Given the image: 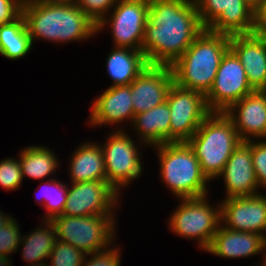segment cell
<instances>
[{"label":"cell","mask_w":266,"mask_h":266,"mask_svg":"<svg viewBox=\"0 0 266 266\" xmlns=\"http://www.w3.org/2000/svg\"><path fill=\"white\" fill-rule=\"evenodd\" d=\"M115 215L66 216L52 218L58 240L71 244L85 254L102 251L115 244Z\"/></svg>","instance_id":"6"},{"label":"cell","mask_w":266,"mask_h":266,"mask_svg":"<svg viewBox=\"0 0 266 266\" xmlns=\"http://www.w3.org/2000/svg\"><path fill=\"white\" fill-rule=\"evenodd\" d=\"M208 198L209 195L178 199L180 203L167 219L171 232L195 240L202 251L209 247L221 223L219 201L214 206Z\"/></svg>","instance_id":"7"},{"label":"cell","mask_w":266,"mask_h":266,"mask_svg":"<svg viewBox=\"0 0 266 266\" xmlns=\"http://www.w3.org/2000/svg\"><path fill=\"white\" fill-rule=\"evenodd\" d=\"M17 220L12 218L8 223L0 228V255L11 256L18 252L22 232Z\"/></svg>","instance_id":"30"},{"label":"cell","mask_w":266,"mask_h":266,"mask_svg":"<svg viewBox=\"0 0 266 266\" xmlns=\"http://www.w3.org/2000/svg\"><path fill=\"white\" fill-rule=\"evenodd\" d=\"M254 91L239 58L229 49L221 60L210 91L205 95L207 107L211 112H225Z\"/></svg>","instance_id":"12"},{"label":"cell","mask_w":266,"mask_h":266,"mask_svg":"<svg viewBox=\"0 0 266 266\" xmlns=\"http://www.w3.org/2000/svg\"><path fill=\"white\" fill-rule=\"evenodd\" d=\"M221 177L226 190L224 199L262 193L253 168L251 146L246 141L235 148L216 180Z\"/></svg>","instance_id":"17"},{"label":"cell","mask_w":266,"mask_h":266,"mask_svg":"<svg viewBox=\"0 0 266 266\" xmlns=\"http://www.w3.org/2000/svg\"><path fill=\"white\" fill-rule=\"evenodd\" d=\"M52 4L77 5L79 0H44Z\"/></svg>","instance_id":"36"},{"label":"cell","mask_w":266,"mask_h":266,"mask_svg":"<svg viewBox=\"0 0 266 266\" xmlns=\"http://www.w3.org/2000/svg\"><path fill=\"white\" fill-rule=\"evenodd\" d=\"M86 254L71 244L56 240L47 262L48 266H82Z\"/></svg>","instance_id":"28"},{"label":"cell","mask_w":266,"mask_h":266,"mask_svg":"<svg viewBox=\"0 0 266 266\" xmlns=\"http://www.w3.org/2000/svg\"><path fill=\"white\" fill-rule=\"evenodd\" d=\"M166 101L170 109V142H187L211 113L203 93L175 83L171 85Z\"/></svg>","instance_id":"11"},{"label":"cell","mask_w":266,"mask_h":266,"mask_svg":"<svg viewBox=\"0 0 266 266\" xmlns=\"http://www.w3.org/2000/svg\"><path fill=\"white\" fill-rule=\"evenodd\" d=\"M131 98L130 85L108 87L92 101L89 119L86 120L89 121L88 125L94 128L115 125L119 127L114 130H124L121 123L131 125L135 115Z\"/></svg>","instance_id":"15"},{"label":"cell","mask_w":266,"mask_h":266,"mask_svg":"<svg viewBox=\"0 0 266 266\" xmlns=\"http://www.w3.org/2000/svg\"><path fill=\"white\" fill-rule=\"evenodd\" d=\"M18 159L23 179L28 177L38 181L47 179L50 175L51 179L56 178V170L61 163L54 150L38 144L23 147Z\"/></svg>","instance_id":"24"},{"label":"cell","mask_w":266,"mask_h":266,"mask_svg":"<svg viewBox=\"0 0 266 266\" xmlns=\"http://www.w3.org/2000/svg\"><path fill=\"white\" fill-rule=\"evenodd\" d=\"M148 13L149 0H118L109 14L96 25L97 33L108 28L113 47L141 50Z\"/></svg>","instance_id":"9"},{"label":"cell","mask_w":266,"mask_h":266,"mask_svg":"<svg viewBox=\"0 0 266 266\" xmlns=\"http://www.w3.org/2000/svg\"><path fill=\"white\" fill-rule=\"evenodd\" d=\"M266 44V27H264L258 34H257Z\"/></svg>","instance_id":"39"},{"label":"cell","mask_w":266,"mask_h":266,"mask_svg":"<svg viewBox=\"0 0 266 266\" xmlns=\"http://www.w3.org/2000/svg\"><path fill=\"white\" fill-rule=\"evenodd\" d=\"M130 126L138 141L148 147L170 143V109L167 101L134 115Z\"/></svg>","instance_id":"22"},{"label":"cell","mask_w":266,"mask_h":266,"mask_svg":"<svg viewBox=\"0 0 266 266\" xmlns=\"http://www.w3.org/2000/svg\"><path fill=\"white\" fill-rule=\"evenodd\" d=\"M23 0H0V25L13 22L21 15Z\"/></svg>","instance_id":"34"},{"label":"cell","mask_w":266,"mask_h":266,"mask_svg":"<svg viewBox=\"0 0 266 266\" xmlns=\"http://www.w3.org/2000/svg\"><path fill=\"white\" fill-rule=\"evenodd\" d=\"M57 240L54 226L50 220H42L40 226L22 235L18 250H22V260L27 264L47 263ZM22 248H21V247Z\"/></svg>","instance_id":"25"},{"label":"cell","mask_w":266,"mask_h":266,"mask_svg":"<svg viewBox=\"0 0 266 266\" xmlns=\"http://www.w3.org/2000/svg\"><path fill=\"white\" fill-rule=\"evenodd\" d=\"M12 259L9 256H2L0 255V266H12Z\"/></svg>","instance_id":"38"},{"label":"cell","mask_w":266,"mask_h":266,"mask_svg":"<svg viewBox=\"0 0 266 266\" xmlns=\"http://www.w3.org/2000/svg\"><path fill=\"white\" fill-rule=\"evenodd\" d=\"M120 250L119 246L111 245L106 250L86 254L82 266H121Z\"/></svg>","instance_id":"33"},{"label":"cell","mask_w":266,"mask_h":266,"mask_svg":"<svg viewBox=\"0 0 266 266\" xmlns=\"http://www.w3.org/2000/svg\"><path fill=\"white\" fill-rule=\"evenodd\" d=\"M173 83L170 66L148 65L130 84L134 114L164 103Z\"/></svg>","instance_id":"16"},{"label":"cell","mask_w":266,"mask_h":266,"mask_svg":"<svg viewBox=\"0 0 266 266\" xmlns=\"http://www.w3.org/2000/svg\"><path fill=\"white\" fill-rule=\"evenodd\" d=\"M224 113L242 141L266 139V93L263 90L244 96Z\"/></svg>","instance_id":"18"},{"label":"cell","mask_w":266,"mask_h":266,"mask_svg":"<svg viewBox=\"0 0 266 266\" xmlns=\"http://www.w3.org/2000/svg\"><path fill=\"white\" fill-rule=\"evenodd\" d=\"M229 49V35L204 29L170 66L174 83L206 95L212 87L221 60Z\"/></svg>","instance_id":"3"},{"label":"cell","mask_w":266,"mask_h":266,"mask_svg":"<svg viewBox=\"0 0 266 266\" xmlns=\"http://www.w3.org/2000/svg\"><path fill=\"white\" fill-rule=\"evenodd\" d=\"M204 29L225 35L253 33V8L243 0H194Z\"/></svg>","instance_id":"10"},{"label":"cell","mask_w":266,"mask_h":266,"mask_svg":"<svg viewBox=\"0 0 266 266\" xmlns=\"http://www.w3.org/2000/svg\"><path fill=\"white\" fill-rule=\"evenodd\" d=\"M243 1H245L252 8H254L260 2V0H243Z\"/></svg>","instance_id":"40"},{"label":"cell","mask_w":266,"mask_h":266,"mask_svg":"<svg viewBox=\"0 0 266 266\" xmlns=\"http://www.w3.org/2000/svg\"><path fill=\"white\" fill-rule=\"evenodd\" d=\"M45 182V183H43ZM40 187L37 194L38 197L35 198L38 205H41L46 210V213L41 217L42 220H51L52 218L62 215L64 211L66 201L68 184L56 178H49L47 181H41ZM41 191V192H40Z\"/></svg>","instance_id":"27"},{"label":"cell","mask_w":266,"mask_h":266,"mask_svg":"<svg viewBox=\"0 0 266 266\" xmlns=\"http://www.w3.org/2000/svg\"><path fill=\"white\" fill-rule=\"evenodd\" d=\"M33 44L22 14L13 22L0 25V54L9 60L23 59Z\"/></svg>","instance_id":"26"},{"label":"cell","mask_w":266,"mask_h":266,"mask_svg":"<svg viewBox=\"0 0 266 266\" xmlns=\"http://www.w3.org/2000/svg\"><path fill=\"white\" fill-rule=\"evenodd\" d=\"M260 264L259 265H256V266H266V247H265V250H264V254L262 256V259L260 260Z\"/></svg>","instance_id":"41"},{"label":"cell","mask_w":266,"mask_h":266,"mask_svg":"<svg viewBox=\"0 0 266 266\" xmlns=\"http://www.w3.org/2000/svg\"><path fill=\"white\" fill-rule=\"evenodd\" d=\"M78 146L69 159L67 173L70 183L107 181L104 156L99 142L83 141Z\"/></svg>","instance_id":"21"},{"label":"cell","mask_w":266,"mask_h":266,"mask_svg":"<svg viewBox=\"0 0 266 266\" xmlns=\"http://www.w3.org/2000/svg\"><path fill=\"white\" fill-rule=\"evenodd\" d=\"M241 141L233 122L224 112H211L187 143L202 172L212 181L222 172Z\"/></svg>","instance_id":"5"},{"label":"cell","mask_w":266,"mask_h":266,"mask_svg":"<svg viewBox=\"0 0 266 266\" xmlns=\"http://www.w3.org/2000/svg\"><path fill=\"white\" fill-rule=\"evenodd\" d=\"M69 184L67 201L62 215L76 217L116 215L115 210L119 208L122 196L107 181H85Z\"/></svg>","instance_id":"13"},{"label":"cell","mask_w":266,"mask_h":266,"mask_svg":"<svg viewBox=\"0 0 266 266\" xmlns=\"http://www.w3.org/2000/svg\"><path fill=\"white\" fill-rule=\"evenodd\" d=\"M230 49L243 65L254 90L266 89V44L254 33L231 35Z\"/></svg>","instance_id":"20"},{"label":"cell","mask_w":266,"mask_h":266,"mask_svg":"<svg viewBox=\"0 0 266 266\" xmlns=\"http://www.w3.org/2000/svg\"><path fill=\"white\" fill-rule=\"evenodd\" d=\"M251 146L252 163L260 189L266 190V139L247 140Z\"/></svg>","instance_id":"31"},{"label":"cell","mask_w":266,"mask_h":266,"mask_svg":"<svg viewBox=\"0 0 266 266\" xmlns=\"http://www.w3.org/2000/svg\"><path fill=\"white\" fill-rule=\"evenodd\" d=\"M12 218L13 217L11 216V214H6L5 212H2V210H0V228L5 226V224L8 223Z\"/></svg>","instance_id":"37"},{"label":"cell","mask_w":266,"mask_h":266,"mask_svg":"<svg viewBox=\"0 0 266 266\" xmlns=\"http://www.w3.org/2000/svg\"><path fill=\"white\" fill-rule=\"evenodd\" d=\"M117 2L118 0H79L77 6L97 25Z\"/></svg>","instance_id":"32"},{"label":"cell","mask_w":266,"mask_h":266,"mask_svg":"<svg viewBox=\"0 0 266 266\" xmlns=\"http://www.w3.org/2000/svg\"><path fill=\"white\" fill-rule=\"evenodd\" d=\"M108 134L104 144L99 143L104 156L106 179L121 195V189L130 186L143 173L140 148H145V144L134 141L126 129L114 130Z\"/></svg>","instance_id":"8"},{"label":"cell","mask_w":266,"mask_h":266,"mask_svg":"<svg viewBox=\"0 0 266 266\" xmlns=\"http://www.w3.org/2000/svg\"><path fill=\"white\" fill-rule=\"evenodd\" d=\"M159 161V178L177 199L209 194L210 180L202 172L187 142H170L151 147Z\"/></svg>","instance_id":"4"},{"label":"cell","mask_w":266,"mask_h":266,"mask_svg":"<svg viewBox=\"0 0 266 266\" xmlns=\"http://www.w3.org/2000/svg\"><path fill=\"white\" fill-rule=\"evenodd\" d=\"M26 266H48V264L47 263H38V264H29V265L26 264Z\"/></svg>","instance_id":"42"},{"label":"cell","mask_w":266,"mask_h":266,"mask_svg":"<svg viewBox=\"0 0 266 266\" xmlns=\"http://www.w3.org/2000/svg\"><path fill=\"white\" fill-rule=\"evenodd\" d=\"M264 27H266V0H260L253 8V33L258 34Z\"/></svg>","instance_id":"35"},{"label":"cell","mask_w":266,"mask_h":266,"mask_svg":"<svg viewBox=\"0 0 266 266\" xmlns=\"http://www.w3.org/2000/svg\"><path fill=\"white\" fill-rule=\"evenodd\" d=\"M21 166L18 157H6L0 161V187L5 191L20 189L23 183Z\"/></svg>","instance_id":"29"},{"label":"cell","mask_w":266,"mask_h":266,"mask_svg":"<svg viewBox=\"0 0 266 266\" xmlns=\"http://www.w3.org/2000/svg\"><path fill=\"white\" fill-rule=\"evenodd\" d=\"M220 221L225 228L259 233L266 238V193L222 200Z\"/></svg>","instance_id":"14"},{"label":"cell","mask_w":266,"mask_h":266,"mask_svg":"<svg viewBox=\"0 0 266 266\" xmlns=\"http://www.w3.org/2000/svg\"><path fill=\"white\" fill-rule=\"evenodd\" d=\"M203 30L194 0H149L141 51L149 65L171 66Z\"/></svg>","instance_id":"1"},{"label":"cell","mask_w":266,"mask_h":266,"mask_svg":"<svg viewBox=\"0 0 266 266\" xmlns=\"http://www.w3.org/2000/svg\"><path fill=\"white\" fill-rule=\"evenodd\" d=\"M21 14L32 44L38 39L67 44L97 35L96 24L77 5L23 0Z\"/></svg>","instance_id":"2"},{"label":"cell","mask_w":266,"mask_h":266,"mask_svg":"<svg viewBox=\"0 0 266 266\" xmlns=\"http://www.w3.org/2000/svg\"><path fill=\"white\" fill-rule=\"evenodd\" d=\"M112 48L106 59V72L113 82L108 87L130 85L149 65L145 54L131 48Z\"/></svg>","instance_id":"23"},{"label":"cell","mask_w":266,"mask_h":266,"mask_svg":"<svg viewBox=\"0 0 266 266\" xmlns=\"http://www.w3.org/2000/svg\"><path fill=\"white\" fill-rule=\"evenodd\" d=\"M265 247L266 238L259 233L231 230L220 223L205 252L225 259H241L262 256Z\"/></svg>","instance_id":"19"}]
</instances>
